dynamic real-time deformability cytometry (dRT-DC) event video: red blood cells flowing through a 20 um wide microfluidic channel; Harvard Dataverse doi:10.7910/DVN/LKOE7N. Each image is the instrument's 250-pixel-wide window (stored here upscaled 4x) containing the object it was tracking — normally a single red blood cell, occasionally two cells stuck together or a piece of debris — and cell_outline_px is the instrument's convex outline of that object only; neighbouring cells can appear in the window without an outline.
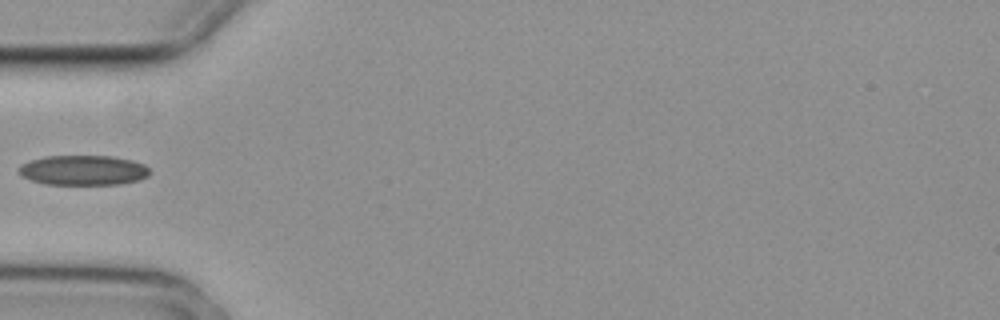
{"species": "common noctule bat (a hibernating species)", "species_latin": "Nyctalus noctula", "temperature_condition": "cold", "stored_images_in_passage": 5, "camera_frame_rate_fps": 3000, "um_per_image_px": 0.085, "animal": {"sex": "female", "body_mass_g": 29.2, "forearm_length_mm": 56.3}, "frame": {"image": 1, "passage_image": 5, "time_ms": 1.333, "image_size_px": [1000, 320], "cell_outline_px": [[148, 176], [140, 180], [120, 184], [44, 184], [20, 176], [20, 164], [32, 160], [48, 156], [112, 156], [132, 160], [144, 164], [148, 168]], "centroid_in_image_um": [7.09, 14.47], "position_along_channel_um": 77.9, "area_um2": 22.72}}